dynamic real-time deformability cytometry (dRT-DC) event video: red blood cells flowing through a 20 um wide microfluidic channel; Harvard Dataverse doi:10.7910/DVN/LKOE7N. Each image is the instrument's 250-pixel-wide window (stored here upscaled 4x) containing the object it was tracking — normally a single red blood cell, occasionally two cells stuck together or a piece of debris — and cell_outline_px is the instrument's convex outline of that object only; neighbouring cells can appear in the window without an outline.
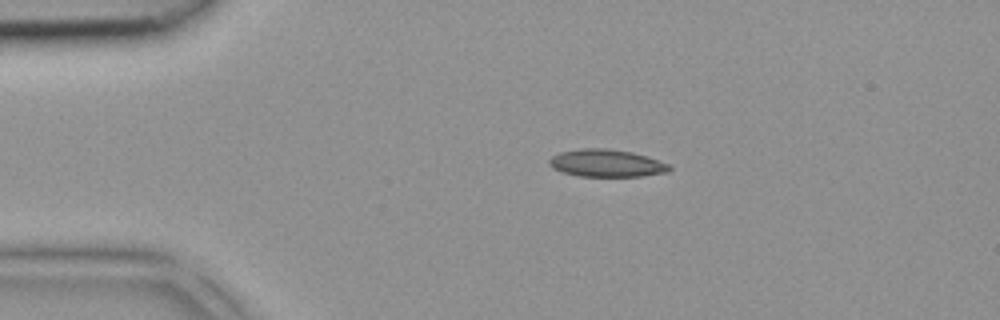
{"species": "common noctule bat (a hibernating species)", "species_latin": "Nyctalus noctula", "temperature_condition": "room temperature", "stored_images_in_passage": 3, "segment_of_instrument_passage": [1, 2], "camera_frame_rate_fps": 3000, "um_per_image_px": 0.085, "animal": {"sex": "female", "body_mass_g": 18.4}, "frame": {"image": 1, "passage_image": 1, "time_ms": 0.0, "image_size_px": [1000, 320], "cell_outline_px": [[672, 168], [668, 172], [644, 176], [580, 176], [564, 172], [552, 168], [548, 164], [548, 160], [552, 156], [560, 152], [580, 148], [608, 148], [632, 152], [668, 164]], "centroid_in_image_um": [51.52, 13.87], "position_along_channel_um": 33.5, "area_um2": 19.13}}